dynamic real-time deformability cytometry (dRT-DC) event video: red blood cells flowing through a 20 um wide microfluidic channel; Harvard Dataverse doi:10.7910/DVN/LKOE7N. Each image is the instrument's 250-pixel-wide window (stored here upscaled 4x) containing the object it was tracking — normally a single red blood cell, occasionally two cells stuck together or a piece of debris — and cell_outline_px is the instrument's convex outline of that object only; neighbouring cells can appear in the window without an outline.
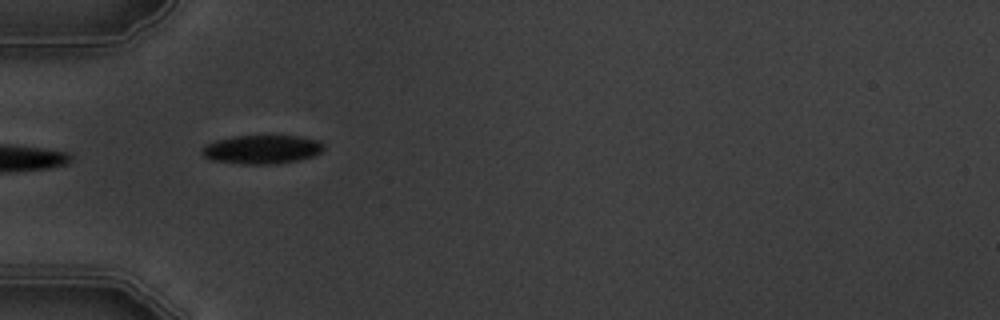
{"species": "common noctule bat (a hibernating species)", "species_latin": "Nyctalus noctula", "temperature_condition": "warm", "stored_images_in_passage": 5, "camera_frame_rate_fps": 3000, "um_per_image_px": 0.085, "animal": {"sex": "male", "body_mass_g": 19.5, "forearm_length_mm": 54.6}, "frame": {"image": 1, "passage_image": 4, "time_ms": 3.667, "image_size_px": [1000, 320], "cell_outline_px": [[324, 148], [320, 152], [312, 156], [300, 160], [276, 164], [240, 164], [212, 160], [204, 156], [200, 152], [204, 144], [216, 140], [232, 136], [300, 136], [320, 140], [324, 144]], "centroid_in_image_um": [22.25, 12.7], "position_along_channel_um": 62.7, "area_um2": 20.63}}